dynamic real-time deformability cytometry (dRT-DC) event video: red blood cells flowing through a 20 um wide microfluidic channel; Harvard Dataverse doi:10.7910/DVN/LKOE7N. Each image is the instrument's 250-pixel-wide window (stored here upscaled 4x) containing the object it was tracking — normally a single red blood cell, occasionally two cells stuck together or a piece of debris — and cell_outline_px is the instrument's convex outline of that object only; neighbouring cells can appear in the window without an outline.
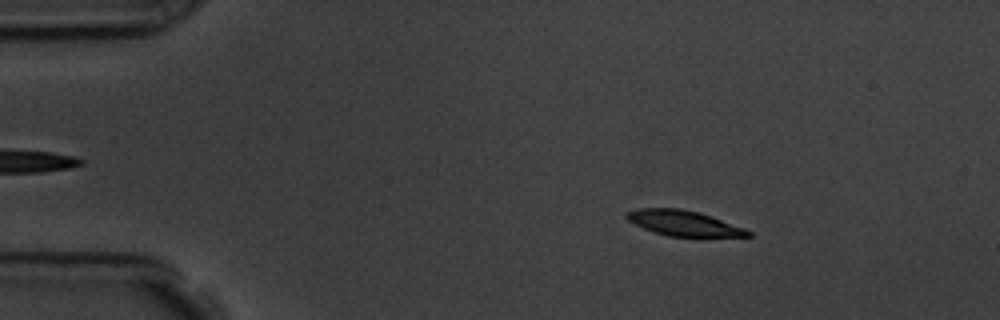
{"species": "common noctule bat (a hibernating species)", "species_latin": "Nyctalus noctula", "temperature_condition": "room temperature", "stored_images_in_passage": 57, "camera_frame_rate_fps": 3000, "um_per_image_px": 0.085, "animal": {"sex": "male", "body_mass_g": 19.5, "forearm_length_mm": 54.6}, "frame": {"image": 1, "passage_image": 9, "time_ms": 2.667, "image_size_px": [1000, 320], "cell_outline_px": [[752, 236], [704, 240], [700, 240], [668, 236], [644, 228], [628, 220], [624, 216], [628, 212], [640, 208], [680, 208], [696, 212], [744, 228], [752, 232]], "centroid_in_image_um": [58.22, 19.05], "position_along_channel_um": 26.8, "area_um2": 18.55}}
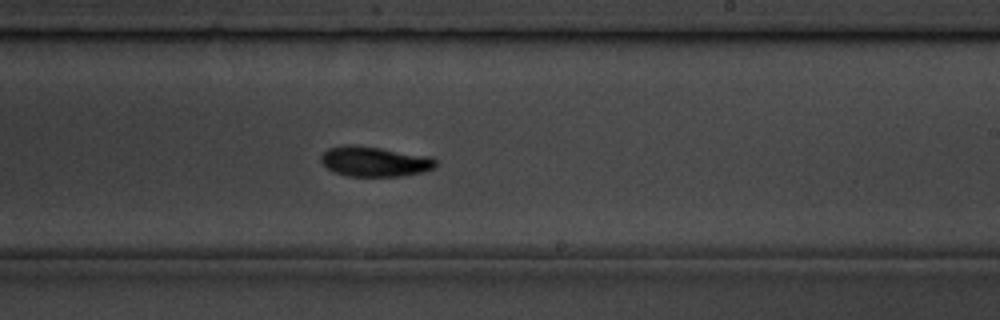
{"frame": {"image": 2, "passage_image": 34, "time_ms": 11.0, "image_size_px": [1000, 320], "cell_outline_px": [[436, 168], [424, 172], [400, 176], [348, 176], [336, 172], [328, 168], [320, 160], [320, 156], [328, 148], [344, 144], [356, 144], [432, 156], [436, 160]], "centroid_in_image_um": [31.87, 13.71], "position_along_channel_um": 257.1, "area_um2": 20.35}}
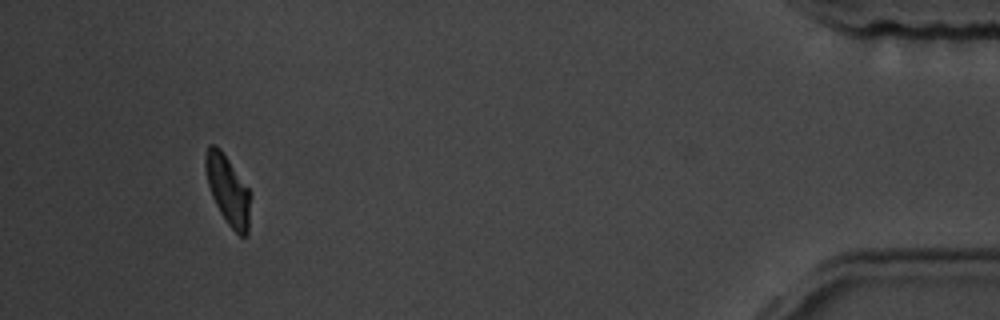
{"frame": {"image": 3, "passage_image": 53, "time_ms": 17.333, "image_size_px": [1000, 320], "cell_outline_px": [[248, 236], [240, 236], [228, 224], [220, 212], [212, 196], [208, 184], [204, 164], [204, 156], [208, 144], [216, 144], [220, 148], [248, 188]], "centroid_in_image_um": [19.32, 16.1], "position_along_channel_um": 415.9, "area_um2": 17.63}, "authors_computed_cell_mechanics": {"area_um2": 19.2474, "velocity_mm_per_s": 3.5827, "shape_relaxation_time_tau1_ms": 2.8917, "shape_relaxation_time_tau2_ms": null, "deformation_change_tau1": 0.1269, "deformation_change_tau2": null}}